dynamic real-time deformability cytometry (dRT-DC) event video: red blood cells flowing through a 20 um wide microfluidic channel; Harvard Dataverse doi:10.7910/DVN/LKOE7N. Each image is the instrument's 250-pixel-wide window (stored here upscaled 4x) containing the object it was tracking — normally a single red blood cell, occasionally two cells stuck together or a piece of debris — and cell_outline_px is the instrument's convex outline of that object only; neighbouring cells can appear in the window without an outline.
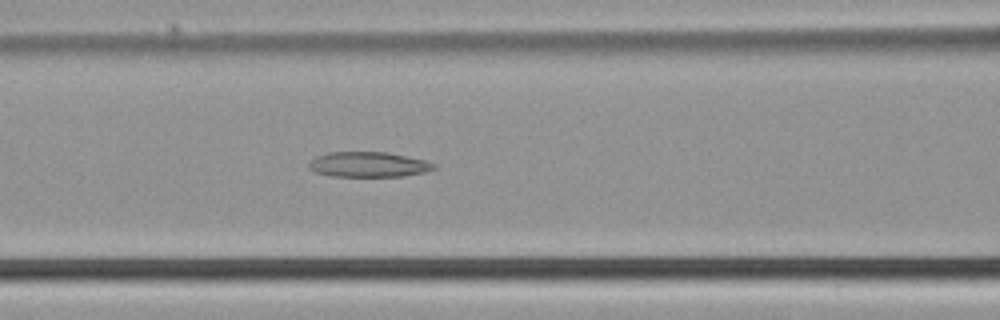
{"species": "common noctule bat (a hibernating species)", "species_latin": "Nyctalus noctula", "temperature_condition": "cold", "stored_images_in_passage": 47, "camera_frame_rate_fps": 3000, "um_per_image_px": 0.085, "animal": {"sex": "male", "body_mass_g": 21.5, "forearm_length_mm": 52.0}, "frame": {"image": 1, "passage_image": 18, "time_ms": 5.667, "image_size_px": [1000, 320], "cell_outline_px": [[436, 168], [424, 172], [404, 176], [332, 176], [316, 172], [308, 168], [308, 164], [316, 156], [328, 152], [388, 152], [424, 160], [436, 164]], "centroid_in_image_um": [31.31, 13.98], "position_along_channel_um": 135.3, "area_um2": 18.26}}
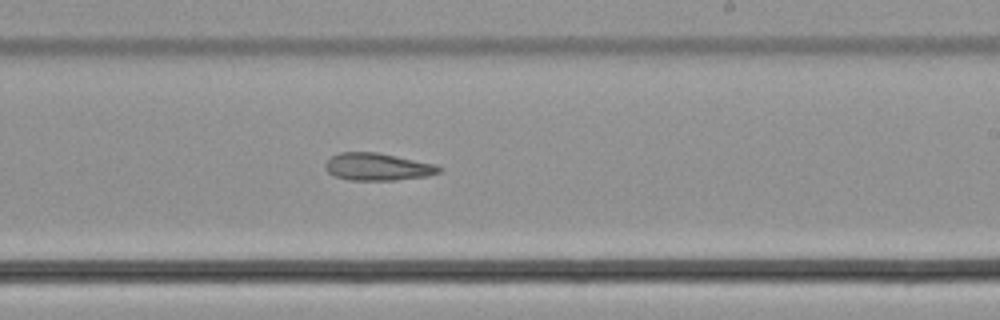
{"frame": {"image": 2, "passage_image": 27, "time_ms": 8.667, "image_size_px": [1000, 320], "cell_outline_px": [[444, 168], [440, 172], [428, 176], [396, 180], [348, 180], [336, 176], [328, 172], [324, 168], [324, 164], [332, 156], [340, 152], [376, 152], [436, 164]], "centroid_in_image_um": [32.11, 14.18], "position_along_channel_um": 256.9, "area_um2": 18.21}}
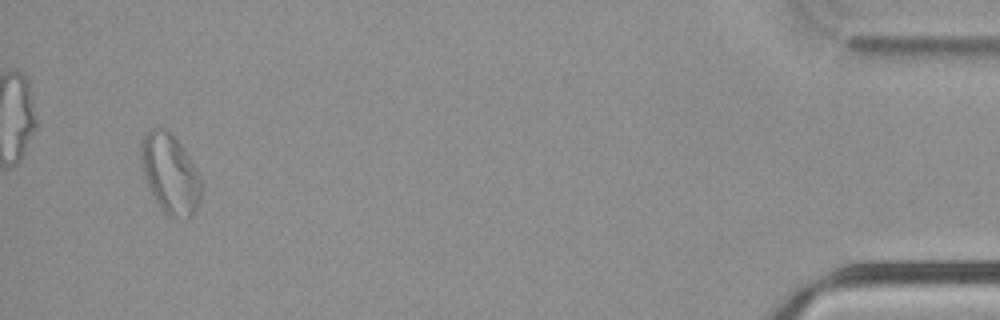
{"frame": {"image": 3, "passage_image": 45, "time_ms": 14.667, "image_size_px": [1000, 320], "cell_outline_px": [[204, 184], [200, 200], [192, 216], [168, 216], [160, 208], [144, 180], [140, 164], [140, 148], [144, 136], [152, 128], [168, 128], [180, 144], [196, 168]], "centroid_in_image_um": [14.45, 14.75], "position_along_channel_um": 420.7, "area_um2": 28.15}}